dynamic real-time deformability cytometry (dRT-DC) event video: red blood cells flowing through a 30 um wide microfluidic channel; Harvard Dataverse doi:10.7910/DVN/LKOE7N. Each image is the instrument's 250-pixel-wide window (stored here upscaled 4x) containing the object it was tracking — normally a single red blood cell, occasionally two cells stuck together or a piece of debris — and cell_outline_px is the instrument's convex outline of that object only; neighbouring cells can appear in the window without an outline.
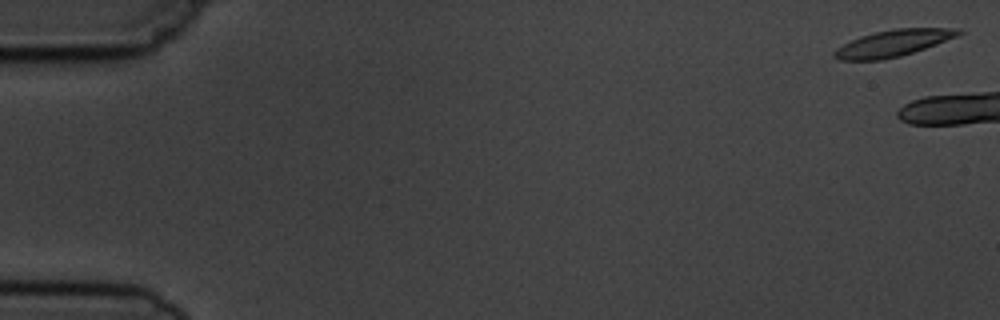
{"species": "common noctule bat (a hibernating species)", "species_latin": "Nyctalus noctula", "temperature_condition": "cold", "stored_images_in_passage": 8, "segment_of_instrument_passage": [1, 2], "camera_frame_rate_fps": 3000, "um_per_image_px": 0.085, "animal": {"sex": "male", "body_mass_g": 19.5, "forearm_length_mm": 54.6}, "frame": {"image": 1, "passage_image": 1, "time_ms": 0.0, "image_size_px": [1000, 320], "cell_outline_px": [[964, 32], [956, 36], [936, 44], [900, 56], [880, 60], [836, 60], [832, 56], [832, 52], [836, 48], [860, 36], [876, 32], [896, 28], [960, 28]], "centroid_in_image_um": [75.88, 3.67], "position_along_channel_um": 9.1, "area_um2": 19.07}}
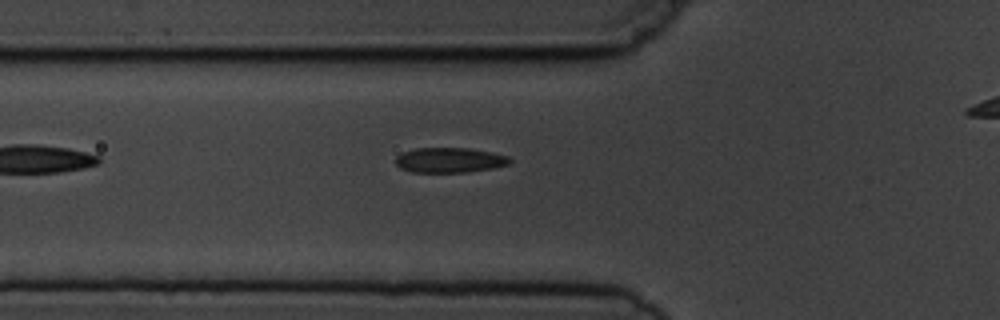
{"frame": {"image": 2, "passage_image": 7, "time_ms": 7.667, "image_size_px": [1000, 320], "cell_outline_px": [[512, 160], [508, 164], [492, 168], [464, 172], [412, 172], [400, 168], [396, 164], [396, 156], [400, 152], [416, 148], [468, 148], [492, 152], [508, 156]], "centroid_in_image_um": [38.18, 13.6], "position_along_channel_um": 87.6, "area_um2": 16.65}}